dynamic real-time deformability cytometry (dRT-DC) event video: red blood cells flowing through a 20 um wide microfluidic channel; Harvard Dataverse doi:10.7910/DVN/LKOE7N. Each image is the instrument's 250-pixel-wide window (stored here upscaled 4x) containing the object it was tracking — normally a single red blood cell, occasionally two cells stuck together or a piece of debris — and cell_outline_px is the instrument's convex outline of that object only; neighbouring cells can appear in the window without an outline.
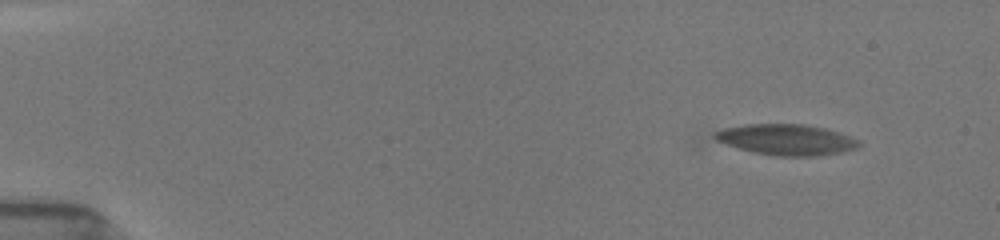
{"species": "common noctule bat (a hibernating species)", "species_latin": "Nyctalus noctula", "temperature_condition": "room temperature", "stored_images_in_passage": 2, "camera_frame_rate_fps": 3000, "um_per_image_px": 0.085, "animal": {"sex": "female", "body_mass_g": 19.5, "forearm_length_mm": 54.1}, "frame": {"image": 1, "passage_image": 2, "time_ms": 0.333, "image_size_px": [1000, 240], "cell_outline_px": [[860, 144], [856, 148], [840, 152], [816, 156], [772, 156], [752, 152], [716, 140], [712, 136], [712, 132], [724, 128], [744, 124], [804, 124], [824, 128], [840, 132], [856, 140]], "centroid_in_image_um": [66.79, 11.86], "position_along_channel_um": 18.2, "area_um2": 25.78}}